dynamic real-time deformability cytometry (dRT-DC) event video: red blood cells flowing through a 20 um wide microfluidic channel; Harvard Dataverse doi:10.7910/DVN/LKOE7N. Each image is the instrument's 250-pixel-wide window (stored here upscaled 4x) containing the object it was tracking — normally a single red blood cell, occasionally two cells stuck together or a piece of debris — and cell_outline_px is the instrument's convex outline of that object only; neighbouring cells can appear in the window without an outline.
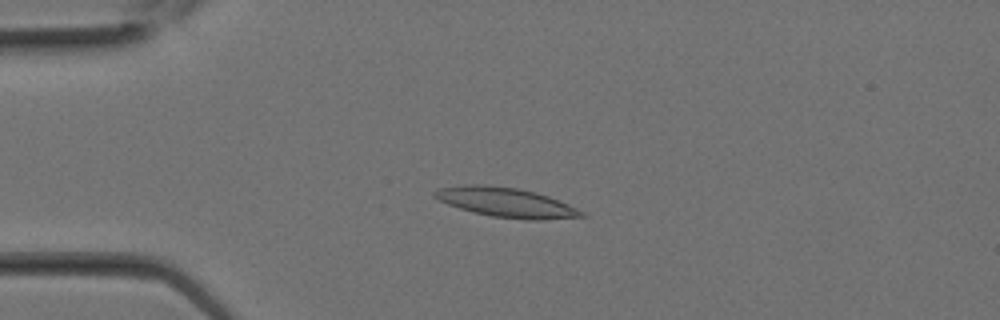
{"species": "Egyptian fruit bat (a non-hibernating species)", "species_latin": "Rousettus aegyptiacus", "temperature_condition": "room temperature", "stored_images_in_passage": 27, "camera_frame_rate_fps": 3000, "um_per_image_px": 0.085, "animal": {"sex": "female"}, "frame": {"image": 1, "passage_image": 6, "time_ms": 1.667, "image_size_px": [1000, 320], "cell_outline_px": [[588, 216], [540, 220], [528, 220], [492, 216], [472, 212], [448, 204], [432, 196], [432, 192], [436, 188], [460, 184], [484, 184], [516, 188], [536, 192], [548, 196], [568, 204], [584, 212]], "centroid_in_image_um": [42.97, 17.19], "position_along_channel_um": 42.0, "area_um2": 25.43}}
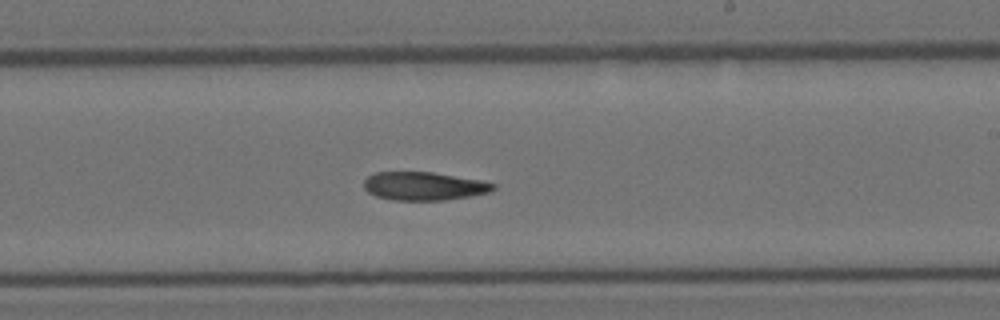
{"frame": {"image": 2, "passage_image": 16, "time_ms": 5.0, "image_size_px": [1000, 320], "cell_outline_px": [[496, 188], [492, 192], [444, 200], [392, 200], [376, 196], [368, 192], [364, 188], [364, 180], [368, 176], [376, 172], [432, 172], [480, 180], [496, 184]], "centroid_in_image_um": [36.04, 15.82], "position_along_channel_um": 253.0, "area_um2": 21.33}}
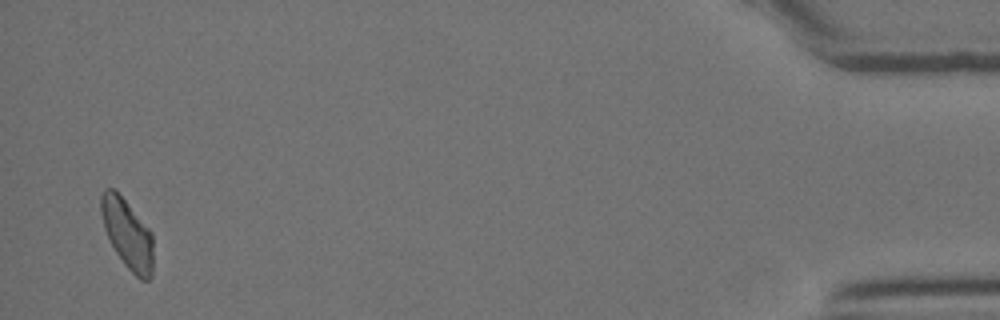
{"frame": {"image": 3, "passage_image": 27, "time_ms": 8.667, "image_size_px": [1000, 320], "cell_outline_px": [[152, 276], [148, 280], [140, 280], [124, 264], [116, 252], [104, 228], [100, 212], [100, 196], [104, 188], [112, 188], [124, 200], [152, 232]], "centroid_in_image_um": [10.82, 19.89], "position_along_channel_um": 424.4, "area_um2": 20.81}}